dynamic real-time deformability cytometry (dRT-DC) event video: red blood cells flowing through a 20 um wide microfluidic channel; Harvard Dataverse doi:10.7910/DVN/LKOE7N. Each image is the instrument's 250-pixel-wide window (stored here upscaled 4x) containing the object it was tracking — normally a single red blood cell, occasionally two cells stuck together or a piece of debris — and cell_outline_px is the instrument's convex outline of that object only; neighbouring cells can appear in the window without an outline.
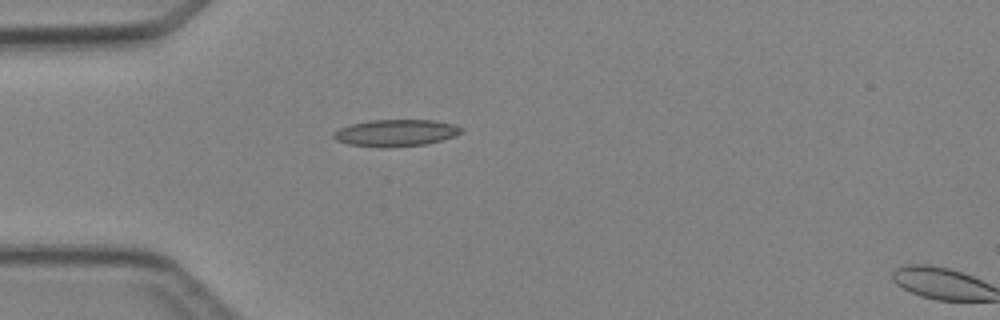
{"species": "Egyptian fruit bat (a non-hibernating species)", "species_latin": "Rousettus aegyptiacus", "temperature_condition": "cold", "stored_images_in_passage": 2, "camera_frame_rate_fps": 3000, "um_per_image_px": 0.085, "animal": {"sex": "female"}, "frame": {"image": 1, "passage_image": 1, "time_ms": 0.0, "image_size_px": [1000, 320], "cell_outline_px": [[464, 132], [440, 140], [424, 144], [348, 144], [336, 140], [332, 136], [340, 128], [352, 124], [368, 120], [432, 120], [452, 124], [464, 128]], "centroid_in_image_um": [33.69, 11.23], "position_along_channel_um": 51.3, "area_um2": 18.67}}